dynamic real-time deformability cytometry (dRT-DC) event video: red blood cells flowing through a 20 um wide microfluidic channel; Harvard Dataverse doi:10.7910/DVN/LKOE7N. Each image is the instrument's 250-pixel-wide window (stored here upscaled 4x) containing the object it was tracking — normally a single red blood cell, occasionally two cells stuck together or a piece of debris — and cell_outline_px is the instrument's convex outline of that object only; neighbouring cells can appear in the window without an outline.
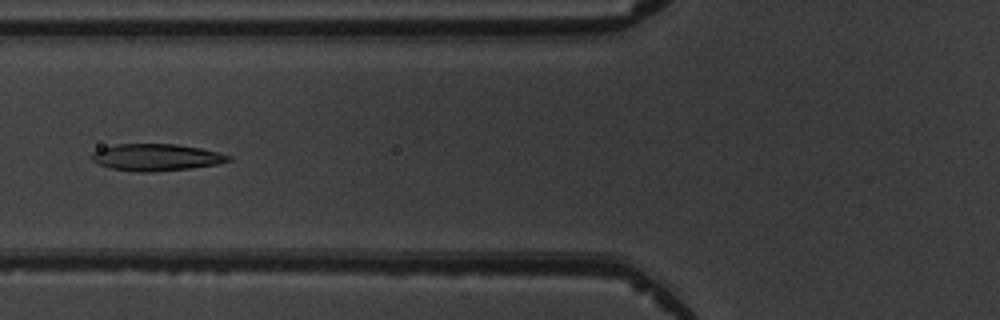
{"species": "common noctule bat (a hibernating species)", "species_latin": "Nyctalus noctula", "temperature_condition": "warm", "stored_images_in_passage": 6, "camera_frame_rate_fps": 3000, "um_per_image_px": 0.085, "animal": {"sex": "male", "body_mass_g": 19.5, "forearm_length_mm": 54.6}, "frame": {"image": 1, "passage_image": 6, "time_ms": 6.667, "image_size_px": [1000, 320], "cell_outline_px": [[232, 160], [216, 164], [188, 168], [152, 172], [140, 172], [112, 168], [100, 164], [92, 160], [92, 152], [100, 148], [116, 144], [176, 144], [200, 148], [232, 156]], "centroid_in_image_um": [13.27, 13.36], "position_along_channel_um": 112.5, "area_um2": 21.15}}